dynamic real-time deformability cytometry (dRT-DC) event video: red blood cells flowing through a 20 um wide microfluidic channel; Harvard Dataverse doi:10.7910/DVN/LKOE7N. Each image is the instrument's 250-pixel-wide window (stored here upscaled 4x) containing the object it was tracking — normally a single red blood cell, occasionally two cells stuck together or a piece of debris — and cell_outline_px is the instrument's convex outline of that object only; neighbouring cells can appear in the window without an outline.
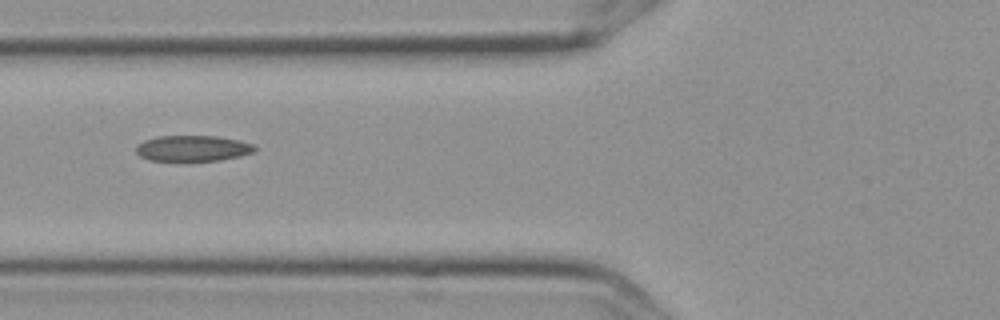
{"species": "Egyptian fruit bat (a non-hibernating species)", "species_latin": "Rousettus aegyptiacus", "temperature_condition": "cold", "stored_images_in_passage": 10, "camera_frame_rate_fps": 3000, "um_per_image_px": 0.085, "frame": {"image": 1, "passage_image": 7, "time_ms": 2.0, "image_size_px": [1000, 320], "cell_outline_px": [[256, 148], [252, 152], [240, 156], [220, 160], [152, 160], [140, 156], [136, 152], [136, 144], [144, 140], [156, 136], [216, 136], [240, 140], [252, 144]], "centroid_in_image_um": [16.36, 12.59], "position_along_channel_um": 109.4, "area_um2": 17.69}}
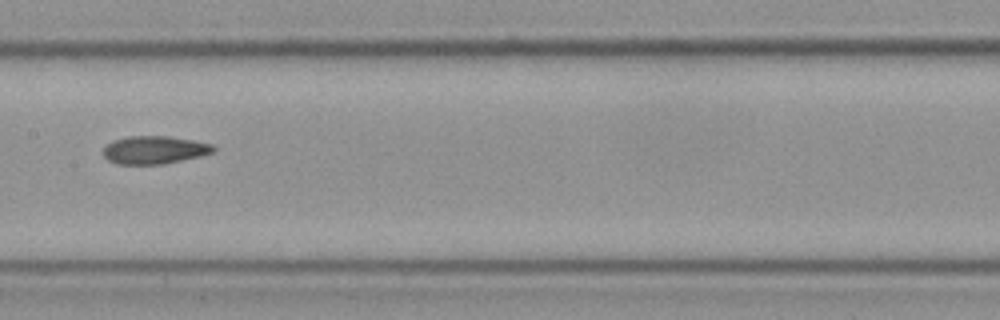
{"frame": {"image": 2, "passage_image": 9, "time_ms": 2.667, "image_size_px": [1000, 320], "cell_outline_px": [[216, 148], [212, 152], [200, 156], [164, 164], [116, 164], [108, 160], [104, 156], [104, 148], [112, 140], [128, 136], [168, 136], [192, 140], [212, 144]], "centroid_in_image_um": [13.11, 12.74], "position_along_channel_um": 194.3, "area_um2": 17.86}}
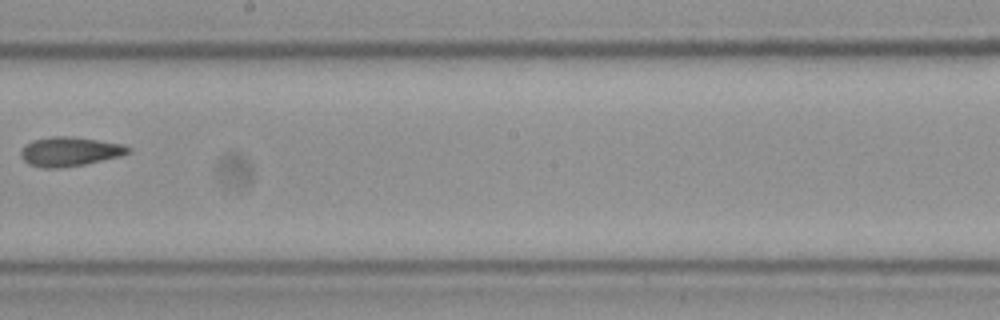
{"frame": {"image": 3, "passage_image": 10, "time_ms": 3.0, "image_size_px": [1000, 320], "cell_outline_px": [[132, 152], [120, 156], [84, 164], [56, 168], [44, 168], [28, 164], [20, 156], [20, 152], [24, 144], [32, 140], [52, 136], [68, 136], [124, 144], [132, 148]], "centroid_in_image_um": [5.91, 12.87], "position_along_channel_um": 242.3, "area_um2": 18.32}}